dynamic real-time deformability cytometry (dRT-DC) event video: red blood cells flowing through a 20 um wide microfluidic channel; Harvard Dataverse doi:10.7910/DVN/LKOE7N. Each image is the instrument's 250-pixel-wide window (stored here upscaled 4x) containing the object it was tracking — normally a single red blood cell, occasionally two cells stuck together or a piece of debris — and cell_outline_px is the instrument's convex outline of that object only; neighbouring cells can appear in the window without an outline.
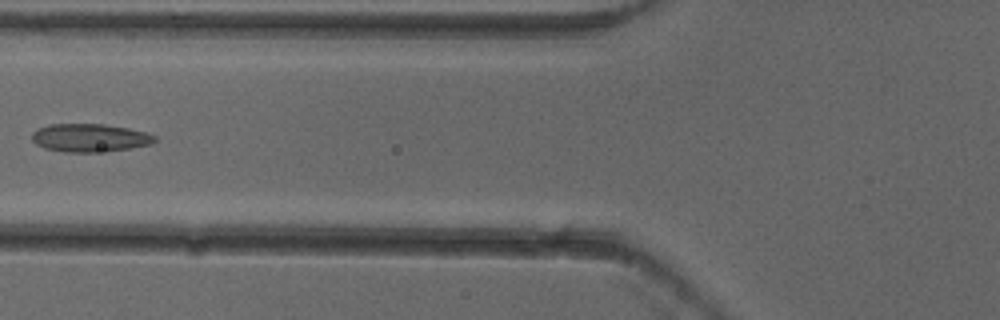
{"species": "common noctule bat (a hibernating species)", "species_latin": "Nyctalus noctula", "temperature_condition": "cold", "stored_images_in_passage": 6, "camera_frame_rate_fps": 3000, "um_per_image_px": 0.085, "animal": {"sex": "female"}, "frame": {"image": 1, "passage_image": 6, "time_ms": 1.667, "image_size_px": [1000, 320], "cell_outline_px": [[156, 140], [152, 144], [128, 148], [92, 152], [64, 152], [44, 148], [36, 144], [32, 140], [32, 132], [36, 128], [48, 124], [104, 124], [128, 128], [144, 132], [156, 136]], "centroid_in_image_um": [7.58, 11.7], "position_along_channel_um": 118.2, "area_um2": 20.06}}